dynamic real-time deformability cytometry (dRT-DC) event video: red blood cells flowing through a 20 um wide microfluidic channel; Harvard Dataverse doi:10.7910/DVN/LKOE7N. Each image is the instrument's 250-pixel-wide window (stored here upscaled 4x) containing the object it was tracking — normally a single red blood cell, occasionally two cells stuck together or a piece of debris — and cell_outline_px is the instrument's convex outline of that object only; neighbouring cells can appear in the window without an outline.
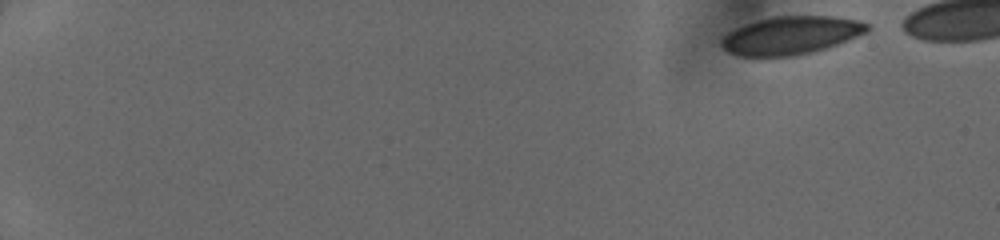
{"species": "human", "species_latin": "Homo sapiens", "temperature_condition": "cold", "stored_images_in_passage": 43, "camera_frame_rate_fps": 3000, "um_per_image_px": 0.085, "donor": {"sex": "female"}, "frame": {"image": 1, "passage_image": 1, "time_ms": 0.0, "image_size_px": [1000, 240], "cell_outline_px": [[872, 28], [868, 32], [836, 44], [812, 52], [792, 56], [740, 56], [728, 52], [720, 44], [720, 36], [724, 32], [732, 28], [744, 24], [772, 16], [836, 16], [856, 20], [868, 24]], "centroid_in_image_um": [67.17, 2.99], "position_along_channel_um": 17.8, "area_um2": 32.6}}
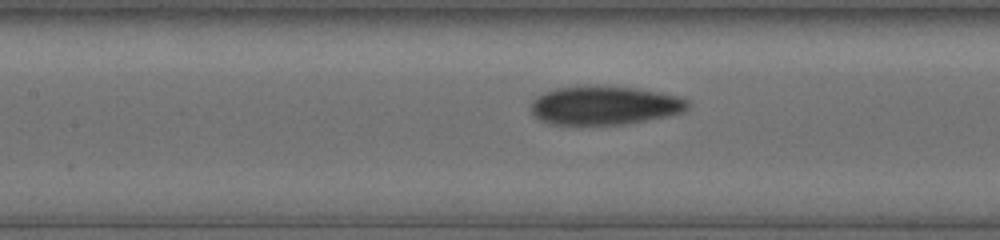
{"frame": {"image": 2, "passage_image": 22, "time_ms": 7.333, "image_size_px": [1000, 240], "cell_outline_px": [[688, 108], [680, 112], [664, 116], [644, 120], [620, 124], [552, 124], [540, 120], [532, 112], [532, 100], [536, 96], [544, 92], [556, 88], [584, 84], [588, 84], [636, 88], [660, 92], [676, 96], [688, 100]], "centroid_in_image_um": [51.33, 8.92], "position_along_channel_um": 156.1, "area_um2": 35.26}}
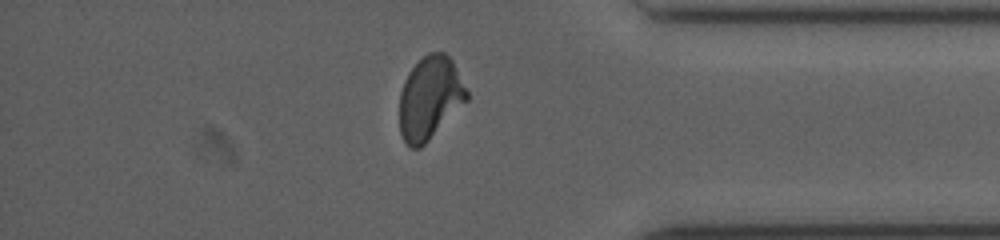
{"frame": {"image": 3, "passage_image": 38, "time_ms": 13.333, "image_size_px": [1000, 240], "cell_outline_px": [[468, 100], [420, 148], [412, 148], [404, 140], [400, 132], [400, 92], [404, 80], [408, 72], [428, 52], [444, 52], [452, 60], [468, 92]], "centroid_in_image_um": [36.54, 8.31], "position_along_channel_um": 398.7, "area_um2": 32.14}}